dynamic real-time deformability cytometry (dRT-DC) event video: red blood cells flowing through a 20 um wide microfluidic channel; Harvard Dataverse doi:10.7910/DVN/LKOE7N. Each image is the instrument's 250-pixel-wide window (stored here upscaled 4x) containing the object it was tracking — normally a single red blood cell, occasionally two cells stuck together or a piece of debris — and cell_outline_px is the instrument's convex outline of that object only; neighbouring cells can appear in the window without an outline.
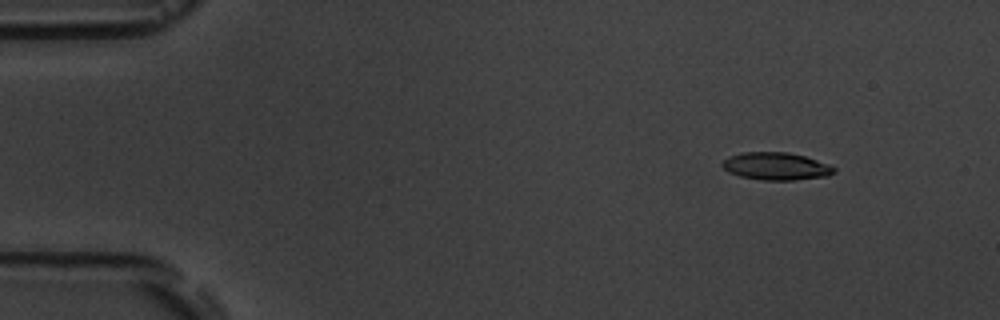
{"species": "common noctule bat (a hibernating species)", "species_latin": "Nyctalus noctula", "temperature_condition": "room temperature", "stored_images_in_passage": 5, "camera_frame_rate_fps": 3000, "um_per_image_px": 0.085, "animal": {"sex": "male", "body_mass_g": 19.5, "forearm_length_mm": 54.6}, "frame": {"image": 1, "passage_image": 1, "time_ms": 0.0, "image_size_px": [1000, 320], "cell_outline_px": [[836, 172], [828, 176], [796, 180], [760, 180], [740, 176], [728, 172], [720, 164], [724, 160], [732, 156], [744, 152], [788, 152], [804, 156], [828, 164], [836, 168]], "centroid_in_image_um": [65.99, 14.14], "position_along_channel_um": 19.0, "area_um2": 17.92}}
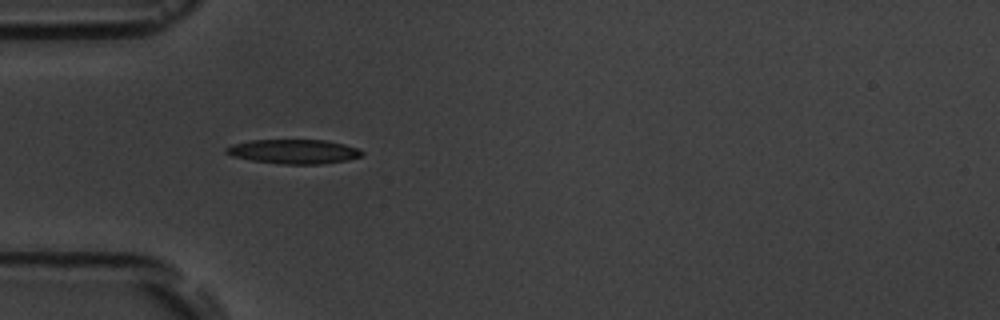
{"frame": {"image": 2, "passage_image": 4, "time_ms": 3.667, "image_size_px": [1000, 320], "cell_outline_px": [[364, 152], [360, 156], [344, 160], [320, 164], [284, 164], [252, 160], [232, 156], [224, 152], [224, 148], [232, 144], [252, 140], [324, 140], [344, 144], [356, 148]], "centroid_in_image_um": [24.91, 12.87], "position_along_channel_um": 60.1, "area_um2": 19.02}}
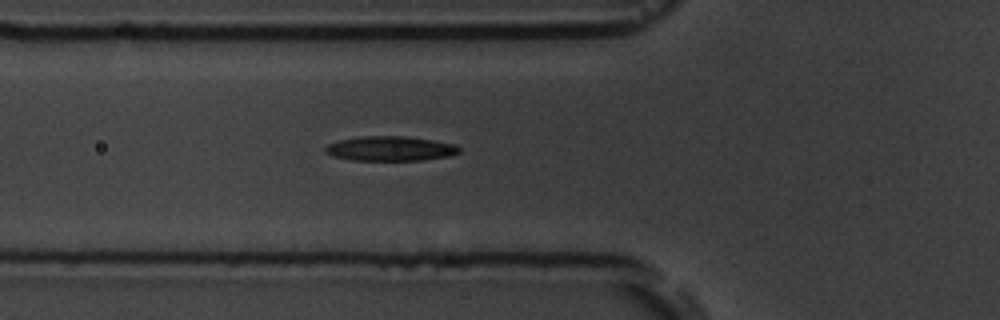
{"frame": {"image": 3, "passage_image": 5, "time_ms": 4.667, "image_size_px": [1000, 320], "cell_outline_px": [[460, 152], [448, 156], [420, 160], [352, 160], [332, 156], [324, 152], [324, 148], [328, 144], [340, 140], [364, 136], [404, 136], [432, 140], [452, 144], [460, 148]], "centroid_in_image_um": [33.13, 12.63], "position_along_channel_um": 92.7, "area_um2": 19.02}}